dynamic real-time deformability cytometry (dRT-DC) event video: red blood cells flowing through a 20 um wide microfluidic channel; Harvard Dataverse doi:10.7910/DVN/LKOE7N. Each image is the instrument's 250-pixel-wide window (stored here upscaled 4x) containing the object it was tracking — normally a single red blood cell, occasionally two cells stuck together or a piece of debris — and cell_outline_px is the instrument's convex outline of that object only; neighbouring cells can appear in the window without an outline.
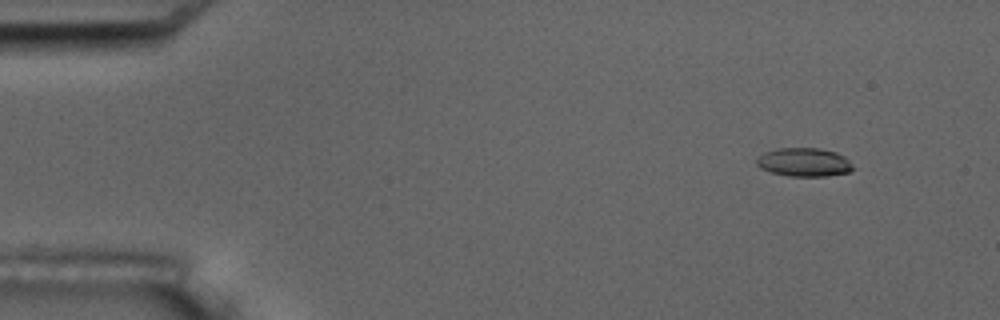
{"species": "common noctule bat (a hibernating species)", "species_latin": "Nyctalus noctula", "temperature_condition": "room temperature", "stored_images_in_passage": 4, "camera_frame_rate_fps": 3000, "um_per_image_px": 0.085, "animal": {"sex": "male", "body_mass_g": 17.5, "forearm_length_mm": 52.3}, "frame": {"image": 1, "passage_image": 1, "time_ms": 0.0, "image_size_px": [1000, 320], "cell_outline_px": [[856, 168], [848, 172], [828, 176], [788, 176], [772, 172], [760, 168], [756, 164], [756, 160], [764, 152], [780, 148], [820, 148], [836, 152], [844, 156]], "centroid_in_image_um": [68.37, 13.79], "position_along_channel_um": 16.6, "area_um2": 16.07}}
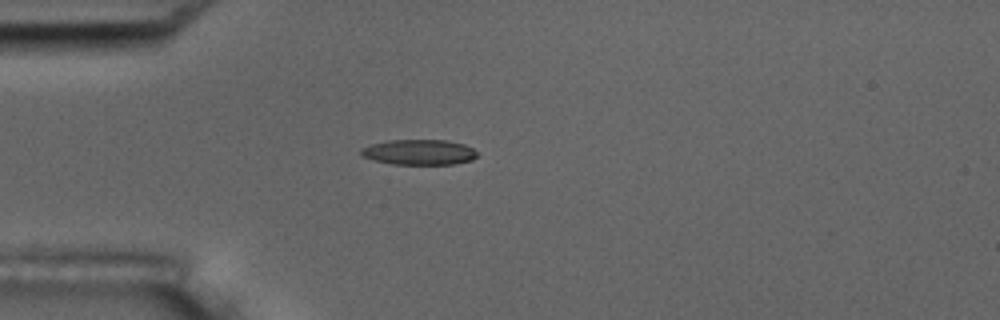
{"frame": {"image": 2, "passage_image": 4, "time_ms": 3.333, "image_size_px": [1000, 320], "cell_outline_px": [[476, 156], [472, 160], [456, 164], [392, 164], [376, 160], [364, 156], [360, 152], [360, 148], [372, 144], [388, 140], [444, 140], [464, 144], [472, 148], [476, 152]], "centroid_in_image_um": [35.63, 12.93], "position_along_channel_um": 49.4, "area_um2": 16.99}}